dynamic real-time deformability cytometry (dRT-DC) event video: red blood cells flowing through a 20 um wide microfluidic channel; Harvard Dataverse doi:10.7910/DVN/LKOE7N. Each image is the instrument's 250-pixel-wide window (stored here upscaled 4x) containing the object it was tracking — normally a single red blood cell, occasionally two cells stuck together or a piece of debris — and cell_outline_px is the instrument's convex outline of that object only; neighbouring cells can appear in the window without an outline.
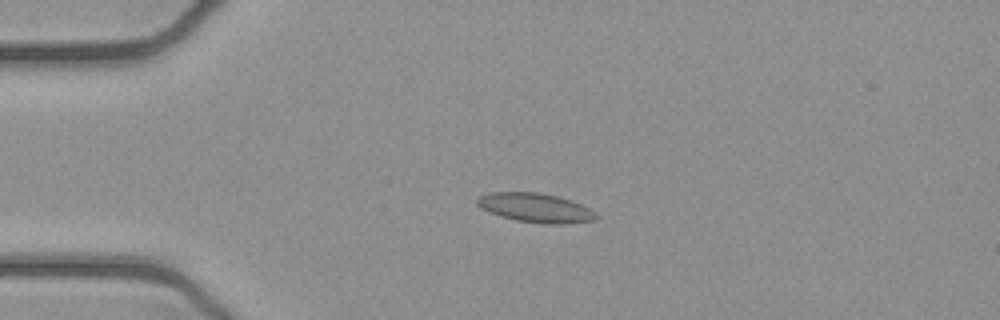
{"species": "common noctule bat (a hibernating species)", "species_latin": "Nyctalus noctula", "temperature_condition": "cold", "stored_images_in_passage": 42, "camera_frame_rate_fps": 3000, "um_per_image_px": 0.085, "animal": {"sex": "female", "body_mass_g": 21.9}, "frame": {"image": 1, "passage_image": 2, "time_ms": 0.333, "image_size_px": [1000, 320], "cell_outline_px": [[600, 216], [596, 220], [564, 224], [544, 224], [516, 220], [500, 216], [488, 212], [480, 208], [476, 204], [476, 196], [492, 192], [540, 192], [572, 200], [596, 212]], "centroid_in_image_um": [45.5, 17.66], "position_along_channel_um": 39.5, "area_um2": 20.52}}
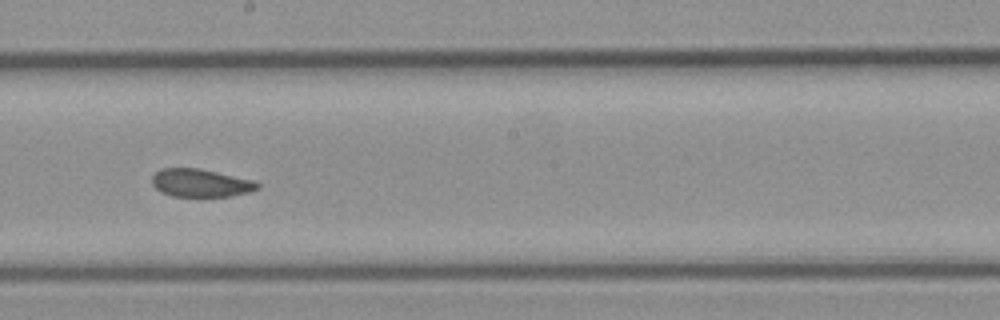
{"frame": {"image": 2, "passage_image": 19, "time_ms": 6.0, "image_size_px": [1000, 320], "cell_outline_px": [[260, 188], [248, 192], [232, 196], [172, 196], [160, 192], [152, 184], [152, 176], [160, 168], [200, 168], [256, 180], [260, 184]], "centroid_in_image_um": [17.08, 15.54], "position_along_channel_um": 231.1, "area_um2": 17.4}}
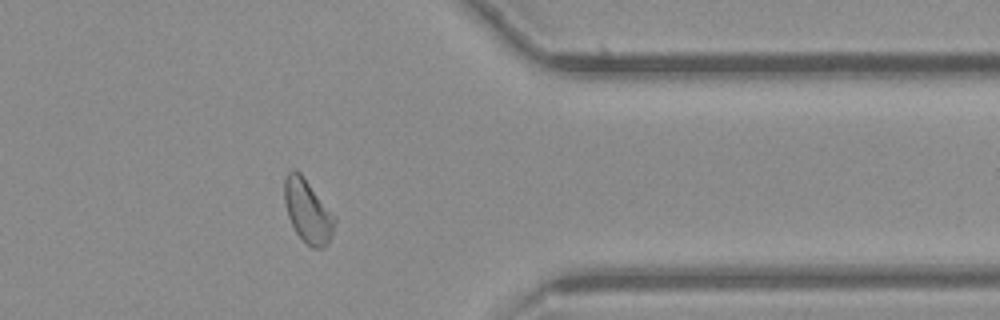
{"frame": {"image": 3, "passage_image": 32, "time_ms": 10.333, "image_size_px": [1000, 320], "cell_outline_px": [[336, 220], [328, 244], [324, 248], [312, 248], [296, 232], [288, 216], [284, 204], [284, 180], [288, 172], [292, 168], [296, 168], [300, 172], [336, 216]], "centroid_in_image_um": [26.15, 17.91], "position_along_channel_um": 385.2, "area_um2": 18.55}, "authors_computed_cell_mechanics": {"area_um2": 18.785, "velocity_mm_per_s": 3.8926, "shape_relaxation_time_tau1_ms": 7.5178, "shape_relaxation_time_tau2_ms": 2.305, "deformation_change_tau1": 0.1195, "deformation_change_tau2": 0.0809}}